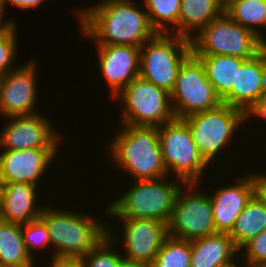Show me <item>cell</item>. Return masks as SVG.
I'll return each mask as SVG.
<instances>
[{"mask_svg":"<svg viewBox=\"0 0 266 267\" xmlns=\"http://www.w3.org/2000/svg\"><path fill=\"white\" fill-rule=\"evenodd\" d=\"M2 196H3V190H2V185L0 184V218H1V210H2Z\"/></svg>","mask_w":266,"mask_h":267,"instance_id":"cell-38","label":"cell"},{"mask_svg":"<svg viewBox=\"0 0 266 267\" xmlns=\"http://www.w3.org/2000/svg\"><path fill=\"white\" fill-rule=\"evenodd\" d=\"M191 267H232L239 254L228 233H215L190 241Z\"/></svg>","mask_w":266,"mask_h":267,"instance_id":"cell-20","label":"cell"},{"mask_svg":"<svg viewBox=\"0 0 266 267\" xmlns=\"http://www.w3.org/2000/svg\"><path fill=\"white\" fill-rule=\"evenodd\" d=\"M262 45L257 35L226 14L207 24L191 39L194 55H228L245 60L257 55Z\"/></svg>","mask_w":266,"mask_h":267,"instance_id":"cell-7","label":"cell"},{"mask_svg":"<svg viewBox=\"0 0 266 267\" xmlns=\"http://www.w3.org/2000/svg\"><path fill=\"white\" fill-rule=\"evenodd\" d=\"M150 267H191L190 241L168 236Z\"/></svg>","mask_w":266,"mask_h":267,"instance_id":"cell-27","label":"cell"},{"mask_svg":"<svg viewBox=\"0 0 266 267\" xmlns=\"http://www.w3.org/2000/svg\"><path fill=\"white\" fill-rule=\"evenodd\" d=\"M17 23H4L0 25V77L12 71V63L17 58Z\"/></svg>","mask_w":266,"mask_h":267,"instance_id":"cell-29","label":"cell"},{"mask_svg":"<svg viewBox=\"0 0 266 267\" xmlns=\"http://www.w3.org/2000/svg\"><path fill=\"white\" fill-rule=\"evenodd\" d=\"M245 250V251H242ZM246 252L245 263L250 267H266V230L247 242L239 251Z\"/></svg>","mask_w":266,"mask_h":267,"instance_id":"cell-31","label":"cell"},{"mask_svg":"<svg viewBox=\"0 0 266 267\" xmlns=\"http://www.w3.org/2000/svg\"><path fill=\"white\" fill-rule=\"evenodd\" d=\"M254 182H255V193L260 197L266 204V174H257L253 172Z\"/></svg>","mask_w":266,"mask_h":267,"instance_id":"cell-34","label":"cell"},{"mask_svg":"<svg viewBox=\"0 0 266 267\" xmlns=\"http://www.w3.org/2000/svg\"><path fill=\"white\" fill-rule=\"evenodd\" d=\"M0 184L3 190L0 220L25 224L40 218L44 206H36V185L28 183Z\"/></svg>","mask_w":266,"mask_h":267,"instance_id":"cell-19","label":"cell"},{"mask_svg":"<svg viewBox=\"0 0 266 267\" xmlns=\"http://www.w3.org/2000/svg\"><path fill=\"white\" fill-rule=\"evenodd\" d=\"M158 137L168 176L173 172L181 184L201 181L209 164L199 153L187 123L178 118L164 123L158 127Z\"/></svg>","mask_w":266,"mask_h":267,"instance_id":"cell-6","label":"cell"},{"mask_svg":"<svg viewBox=\"0 0 266 267\" xmlns=\"http://www.w3.org/2000/svg\"><path fill=\"white\" fill-rule=\"evenodd\" d=\"M266 93V56L263 50L245 60L236 71L235 84L221 99L244 113Z\"/></svg>","mask_w":266,"mask_h":267,"instance_id":"cell-18","label":"cell"},{"mask_svg":"<svg viewBox=\"0 0 266 267\" xmlns=\"http://www.w3.org/2000/svg\"><path fill=\"white\" fill-rule=\"evenodd\" d=\"M245 120L248 118H252L254 116H259L260 118H264L266 120V93L263 94L250 108L246 110L244 113Z\"/></svg>","mask_w":266,"mask_h":267,"instance_id":"cell-32","label":"cell"},{"mask_svg":"<svg viewBox=\"0 0 266 267\" xmlns=\"http://www.w3.org/2000/svg\"><path fill=\"white\" fill-rule=\"evenodd\" d=\"M170 98L178 119L222 104L206 76L202 62L193 53L181 65Z\"/></svg>","mask_w":266,"mask_h":267,"instance_id":"cell-10","label":"cell"},{"mask_svg":"<svg viewBox=\"0 0 266 267\" xmlns=\"http://www.w3.org/2000/svg\"><path fill=\"white\" fill-rule=\"evenodd\" d=\"M225 14L266 42L260 31L266 28V0H226Z\"/></svg>","mask_w":266,"mask_h":267,"instance_id":"cell-25","label":"cell"},{"mask_svg":"<svg viewBox=\"0 0 266 267\" xmlns=\"http://www.w3.org/2000/svg\"><path fill=\"white\" fill-rule=\"evenodd\" d=\"M36 63L31 60L0 77V114L6 117L39 114L35 108Z\"/></svg>","mask_w":266,"mask_h":267,"instance_id":"cell-12","label":"cell"},{"mask_svg":"<svg viewBox=\"0 0 266 267\" xmlns=\"http://www.w3.org/2000/svg\"><path fill=\"white\" fill-rule=\"evenodd\" d=\"M94 7L76 13L84 36L97 46L130 45L141 47L157 32L151 27L147 12L131 0H101Z\"/></svg>","mask_w":266,"mask_h":267,"instance_id":"cell-1","label":"cell"},{"mask_svg":"<svg viewBox=\"0 0 266 267\" xmlns=\"http://www.w3.org/2000/svg\"><path fill=\"white\" fill-rule=\"evenodd\" d=\"M45 0H5V6L9 2L10 4L20 7L22 9H30L39 7Z\"/></svg>","mask_w":266,"mask_h":267,"instance_id":"cell-35","label":"cell"},{"mask_svg":"<svg viewBox=\"0 0 266 267\" xmlns=\"http://www.w3.org/2000/svg\"><path fill=\"white\" fill-rule=\"evenodd\" d=\"M203 64L206 76L222 99L235 84L236 71L245 61L228 55H195Z\"/></svg>","mask_w":266,"mask_h":267,"instance_id":"cell-23","label":"cell"},{"mask_svg":"<svg viewBox=\"0 0 266 267\" xmlns=\"http://www.w3.org/2000/svg\"><path fill=\"white\" fill-rule=\"evenodd\" d=\"M191 54L190 39L156 33L140 47L139 77L170 93L181 65Z\"/></svg>","mask_w":266,"mask_h":267,"instance_id":"cell-5","label":"cell"},{"mask_svg":"<svg viewBox=\"0 0 266 267\" xmlns=\"http://www.w3.org/2000/svg\"><path fill=\"white\" fill-rule=\"evenodd\" d=\"M18 267H34V265H29V266H18Z\"/></svg>","mask_w":266,"mask_h":267,"instance_id":"cell-40","label":"cell"},{"mask_svg":"<svg viewBox=\"0 0 266 267\" xmlns=\"http://www.w3.org/2000/svg\"><path fill=\"white\" fill-rule=\"evenodd\" d=\"M45 117V118H44ZM8 125L0 134L3 150L35 148H59L62 138L48 117L41 114L31 116H11Z\"/></svg>","mask_w":266,"mask_h":267,"instance_id":"cell-13","label":"cell"},{"mask_svg":"<svg viewBox=\"0 0 266 267\" xmlns=\"http://www.w3.org/2000/svg\"><path fill=\"white\" fill-rule=\"evenodd\" d=\"M114 229L107 226V236L104 237L93 249H91L82 258L85 261L86 267H117L119 258L122 256L113 248ZM112 245V247H111ZM114 249V251L112 250Z\"/></svg>","mask_w":266,"mask_h":267,"instance_id":"cell-28","label":"cell"},{"mask_svg":"<svg viewBox=\"0 0 266 267\" xmlns=\"http://www.w3.org/2000/svg\"><path fill=\"white\" fill-rule=\"evenodd\" d=\"M168 178L132 181L133 186L110 202L106 212L117 219H152L168 224L182 187L176 181L168 183Z\"/></svg>","mask_w":266,"mask_h":267,"instance_id":"cell-4","label":"cell"},{"mask_svg":"<svg viewBox=\"0 0 266 267\" xmlns=\"http://www.w3.org/2000/svg\"><path fill=\"white\" fill-rule=\"evenodd\" d=\"M143 3L147 8L145 10L149 23L157 33L173 32L174 35H179L181 0H143ZM169 24H172L173 28ZM170 28L173 31L169 30Z\"/></svg>","mask_w":266,"mask_h":267,"instance_id":"cell-26","label":"cell"},{"mask_svg":"<svg viewBox=\"0 0 266 267\" xmlns=\"http://www.w3.org/2000/svg\"><path fill=\"white\" fill-rule=\"evenodd\" d=\"M44 207L45 222L54 249L52 257H83L107 236V225L93 216ZM73 212V213H72Z\"/></svg>","mask_w":266,"mask_h":267,"instance_id":"cell-3","label":"cell"},{"mask_svg":"<svg viewBox=\"0 0 266 267\" xmlns=\"http://www.w3.org/2000/svg\"><path fill=\"white\" fill-rule=\"evenodd\" d=\"M97 52L99 70L114 98L132 80L139 77L140 48L130 45H104L98 46Z\"/></svg>","mask_w":266,"mask_h":267,"instance_id":"cell-16","label":"cell"},{"mask_svg":"<svg viewBox=\"0 0 266 267\" xmlns=\"http://www.w3.org/2000/svg\"><path fill=\"white\" fill-rule=\"evenodd\" d=\"M117 97L123 102L121 125L159 127L176 118L170 93L140 77L132 80Z\"/></svg>","mask_w":266,"mask_h":267,"instance_id":"cell-8","label":"cell"},{"mask_svg":"<svg viewBox=\"0 0 266 267\" xmlns=\"http://www.w3.org/2000/svg\"><path fill=\"white\" fill-rule=\"evenodd\" d=\"M59 151L58 148L3 150L0 154V183L37 185Z\"/></svg>","mask_w":266,"mask_h":267,"instance_id":"cell-15","label":"cell"},{"mask_svg":"<svg viewBox=\"0 0 266 267\" xmlns=\"http://www.w3.org/2000/svg\"><path fill=\"white\" fill-rule=\"evenodd\" d=\"M49 267H86L82 257H51Z\"/></svg>","mask_w":266,"mask_h":267,"instance_id":"cell-33","label":"cell"},{"mask_svg":"<svg viewBox=\"0 0 266 267\" xmlns=\"http://www.w3.org/2000/svg\"><path fill=\"white\" fill-rule=\"evenodd\" d=\"M122 242L126 257L150 267L168 235V227L162 221L152 219H121Z\"/></svg>","mask_w":266,"mask_h":267,"instance_id":"cell-14","label":"cell"},{"mask_svg":"<svg viewBox=\"0 0 266 267\" xmlns=\"http://www.w3.org/2000/svg\"><path fill=\"white\" fill-rule=\"evenodd\" d=\"M110 143L114 164L133 180L160 179L168 176L156 126L120 125ZM133 177V178H132Z\"/></svg>","mask_w":266,"mask_h":267,"instance_id":"cell-2","label":"cell"},{"mask_svg":"<svg viewBox=\"0 0 266 267\" xmlns=\"http://www.w3.org/2000/svg\"><path fill=\"white\" fill-rule=\"evenodd\" d=\"M117 267H146L145 265L135 262L131 259L123 257V255L119 258Z\"/></svg>","mask_w":266,"mask_h":267,"instance_id":"cell-36","label":"cell"},{"mask_svg":"<svg viewBox=\"0 0 266 267\" xmlns=\"http://www.w3.org/2000/svg\"><path fill=\"white\" fill-rule=\"evenodd\" d=\"M235 180L234 185L221 186L210 196L216 232L229 234L237 217L255 194L253 173Z\"/></svg>","mask_w":266,"mask_h":267,"instance_id":"cell-17","label":"cell"},{"mask_svg":"<svg viewBox=\"0 0 266 267\" xmlns=\"http://www.w3.org/2000/svg\"><path fill=\"white\" fill-rule=\"evenodd\" d=\"M265 230L266 204L255 193L237 217L229 236L240 251L247 242Z\"/></svg>","mask_w":266,"mask_h":267,"instance_id":"cell-22","label":"cell"},{"mask_svg":"<svg viewBox=\"0 0 266 267\" xmlns=\"http://www.w3.org/2000/svg\"><path fill=\"white\" fill-rule=\"evenodd\" d=\"M196 185L186 183L179 190L167 224L169 236L191 241L217 233L210 194L195 190Z\"/></svg>","mask_w":266,"mask_h":267,"instance_id":"cell-11","label":"cell"},{"mask_svg":"<svg viewBox=\"0 0 266 267\" xmlns=\"http://www.w3.org/2000/svg\"><path fill=\"white\" fill-rule=\"evenodd\" d=\"M4 11H5V0H0V24H4V23H14V21H5L2 23L3 19H4Z\"/></svg>","mask_w":266,"mask_h":267,"instance_id":"cell-37","label":"cell"},{"mask_svg":"<svg viewBox=\"0 0 266 267\" xmlns=\"http://www.w3.org/2000/svg\"><path fill=\"white\" fill-rule=\"evenodd\" d=\"M183 120L199 153L211 165L221 149L230 144L233 133L245 121V116L242 110L222 103L213 109L188 115Z\"/></svg>","mask_w":266,"mask_h":267,"instance_id":"cell-9","label":"cell"},{"mask_svg":"<svg viewBox=\"0 0 266 267\" xmlns=\"http://www.w3.org/2000/svg\"><path fill=\"white\" fill-rule=\"evenodd\" d=\"M262 50L264 51L265 56H266V42H263Z\"/></svg>","mask_w":266,"mask_h":267,"instance_id":"cell-39","label":"cell"},{"mask_svg":"<svg viewBox=\"0 0 266 267\" xmlns=\"http://www.w3.org/2000/svg\"><path fill=\"white\" fill-rule=\"evenodd\" d=\"M225 5V0H181L179 36L191 40L193 32L196 36L207 24L225 14Z\"/></svg>","mask_w":266,"mask_h":267,"instance_id":"cell-21","label":"cell"},{"mask_svg":"<svg viewBox=\"0 0 266 267\" xmlns=\"http://www.w3.org/2000/svg\"><path fill=\"white\" fill-rule=\"evenodd\" d=\"M23 241L27 253L34 259L33 249L51 247V240L45 222L38 218L25 224H21ZM32 250V251H31Z\"/></svg>","mask_w":266,"mask_h":267,"instance_id":"cell-30","label":"cell"},{"mask_svg":"<svg viewBox=\"0 0 266 267\" xmlns=\"http://www.w3.org/2000/svg\"><path fill=\"white\" fill-rule=\"evenodd\" d=\"M27 253L21 224L0 220V265L18 267L35 265Z\"/></svg>","mask_w":266,"mask_h":267,"instance_id":"cell-24","label":"cell"}]
</instances>
